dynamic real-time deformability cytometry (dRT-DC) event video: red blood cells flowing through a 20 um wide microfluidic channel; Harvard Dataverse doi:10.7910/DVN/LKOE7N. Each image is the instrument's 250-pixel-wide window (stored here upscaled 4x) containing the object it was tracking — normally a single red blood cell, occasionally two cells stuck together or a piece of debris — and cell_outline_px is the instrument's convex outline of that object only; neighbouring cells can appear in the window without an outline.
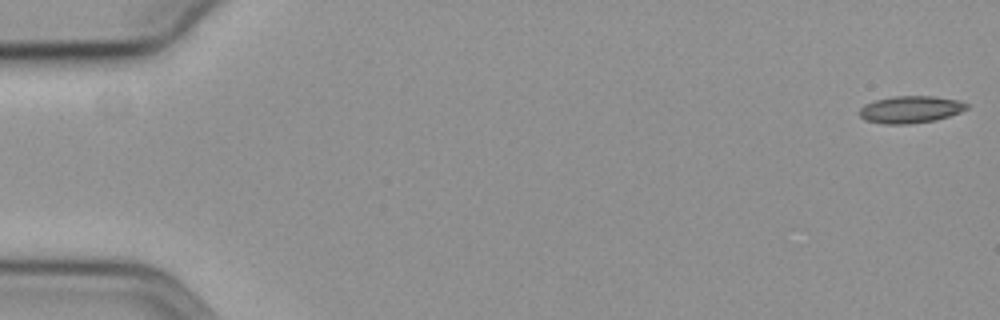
{"species": "common noctule bat (a hibernating species)", "species_latin": "Nyctalus noctula", "temperature_condition": "cold", "stored_images_in_passage": 11, "camera_frame_rate_fps": 3000, "um_per_image_px": 0.085, "animal": {"sex": "female", "body_mass_g": 19.3, "forearm_length_mm": 54.1}, "frame": {"image": 1, "passage_image": 1, "time_ms": 0.0, "image_size_px": [1000, 320], "cell_outline_px": [[968, 108], [960, 112], [936, 120], [908, 124], [884, 124], [864, 120], [860, 116], [860, 108], [864, 104], [876, 100], [892, 96], [932, 96], [960, 100], [968, 104]], "centroid_in_image_um": [77.39, 9.3], "position_along_channel_um": 7.6, "area_um2": 16.99}}